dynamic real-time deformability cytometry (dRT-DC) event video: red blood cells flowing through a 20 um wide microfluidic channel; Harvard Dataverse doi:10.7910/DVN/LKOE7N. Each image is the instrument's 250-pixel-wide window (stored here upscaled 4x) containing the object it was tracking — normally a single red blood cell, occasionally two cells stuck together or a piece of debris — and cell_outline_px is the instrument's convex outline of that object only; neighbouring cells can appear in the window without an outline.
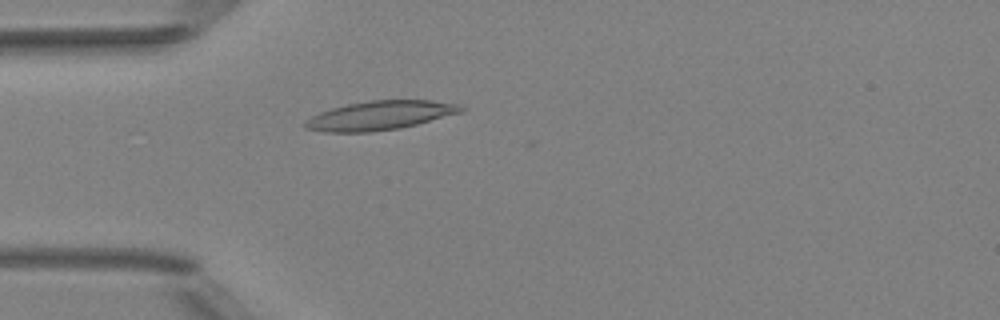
{"species": "Egyptian fruit bat (a non-hibernating species)", "species_latin": "Rousettus aegyptiacus", "temperature_condition": "room temperature", "stored_images_in_passage": 2, "camera_frame_rate_fps": 3000, "um_per_image_px": 0.085, "animal": {"sex": "female"}, "frame": {"image": 1, "passage_image": 2, "time_ms": 1.333, "image_size_px": [1000, 320], "cell_outline_px": [[468, 108], [464, 112], [400, 128], [368, 132], [324, 132], [304, 128], [304, 120], [320, 112], [332, 108], [348, 104], [372, 100], [432, 100], [460, 104]], "centroid_in_image_um": [32.34, 9.81], "position_along_channel_um": 52.7, "area_um2": 26.47}}